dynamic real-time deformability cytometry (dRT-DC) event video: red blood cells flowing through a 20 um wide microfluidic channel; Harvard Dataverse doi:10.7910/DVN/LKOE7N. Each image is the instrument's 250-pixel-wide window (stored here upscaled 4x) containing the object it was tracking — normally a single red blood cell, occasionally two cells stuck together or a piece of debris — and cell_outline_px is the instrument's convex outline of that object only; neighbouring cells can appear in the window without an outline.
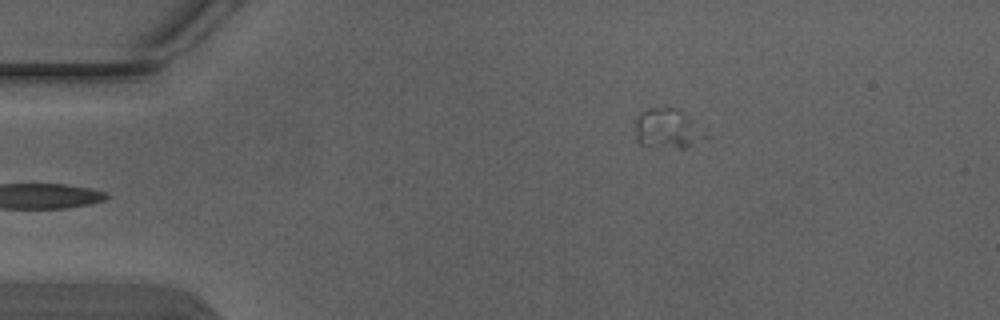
{"species": "Egyptian fruit bat (a non-hibernating species)", "species_latin": "Rousettus aegyptiacus", "temperature_condition": "warm", "stored_images_in_passage": 2, "camera_frame_rate_fps": 3000, "um_per_image_px": 0.085, "animal": {"sex": "male"}, "frame": {"image": 1, "passage_image": 2, "time_ms": 0.333, "image_size_px": [1000, 320], "cell_outline_px": [[708, 136], [684, 148], [680, 148], [640, 144], [636, 140], [636, 116], [640, 112], [648, 108], [676, 108], [688, 116]], "centroid_in_image_um": [56.69, 10.92], "position_along_channel_um": 28.3, "area_um2": 15.78}}